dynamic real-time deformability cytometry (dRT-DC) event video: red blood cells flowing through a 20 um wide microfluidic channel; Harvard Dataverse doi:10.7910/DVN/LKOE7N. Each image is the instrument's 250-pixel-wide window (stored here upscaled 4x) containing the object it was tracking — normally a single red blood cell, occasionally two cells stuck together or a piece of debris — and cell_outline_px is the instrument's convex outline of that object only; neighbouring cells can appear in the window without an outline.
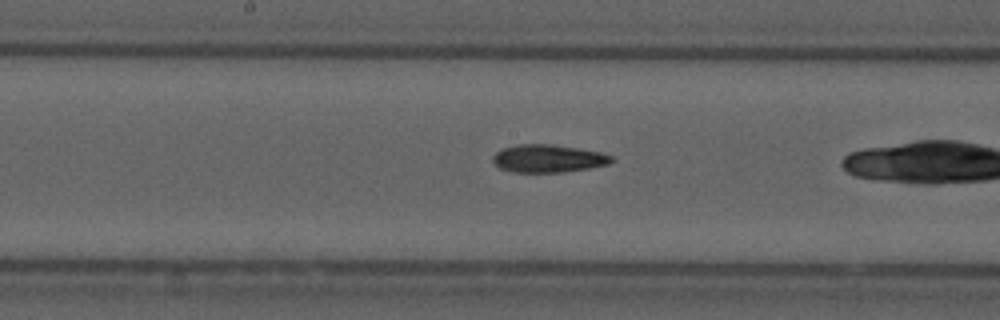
{"species": "common noctule bat (a hibernating species)", "species_latin": "Nyctalus noctula", "temperature_condition": "cold", "stored_images_in_passage": 38, "camera_frame_rate_fps": 3000, "um_per_image_px": 0.085, "animal": {"sex": "male", "forearm_length_mm": 52.5}, "frame": {"image": 1, "passage_image": 24, "time_ms": 7.667, "image_size_px": [1000, 320], "cell_outline_px": [[616, 160], [608, 164], [588, 168], [564, 172], [516, 172], [500, 168], [492, 160], [492, 156], [496, 152], [504, 148], [520, 144], [552, 144], [600, 152], [612, 156]], "centroid_in_image_um": [46.61, 13.47], "position_along_channel_um": 201.6, "area_um2": 19.07}}
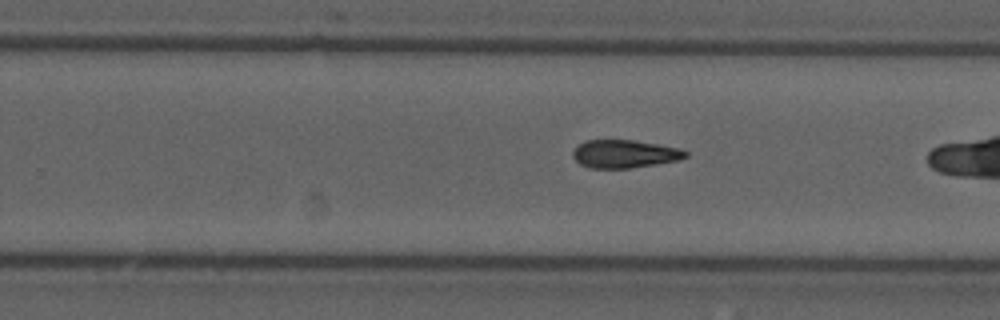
{"frame": {"image": 2, "passage_image": 30, "time_ms": 9.667, "image_size_px": [1000, 320], "cell_outline_px": [[688, 156], [680, 160], [656, 164], [628, 168], [588, 168], [580, 164], [572, 156], [572, 152], [584, 140], [632, 140], [680, 148], [688, 152]], "centroid_in_image_um": [53.09, 13.08], "position_along_channel_um": 276.7, "area_um2": 18.38}}